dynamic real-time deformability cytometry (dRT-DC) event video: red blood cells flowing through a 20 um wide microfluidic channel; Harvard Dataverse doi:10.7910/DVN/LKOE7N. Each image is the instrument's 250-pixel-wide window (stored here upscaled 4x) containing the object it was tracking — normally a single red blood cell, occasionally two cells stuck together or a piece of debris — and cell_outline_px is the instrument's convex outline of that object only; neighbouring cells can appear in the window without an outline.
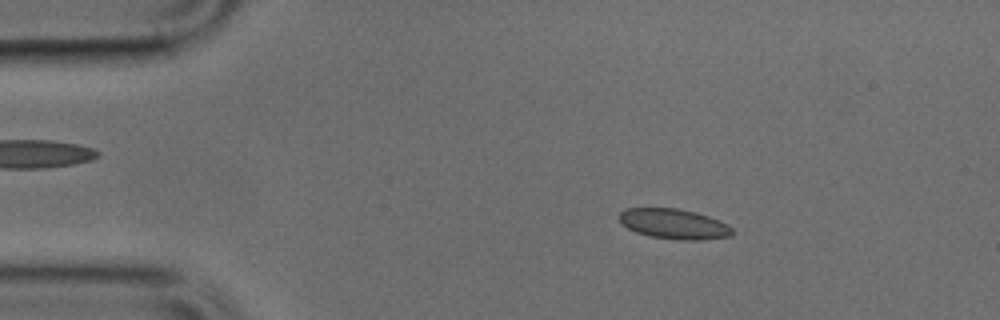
{"species": "common noctule bat (a hibernating species)", "species_latin": "Nyctalus noctula", "temperature_condition": "cold", "stored_images_in_passage": 49, "camera_frame_rate_fps": 3000, "um_per_image_px": 0.085, "animal": {"sex": "male", "body_mass_g": 17.9, "forearm_length_mm": 54.2}, "frame": {"image": 1, "passage_image": 8, "time_ms": 2.333, "image_size_px": [1000, 320], "cell_outline_px": [[736, 232], [732, 236], [700, 240], [680, 240], [648, 236], [636, 232], [628, 228], [620, 220], [620, 212], [624, 208], [676, 208], [696, 212], [708, 216], [728, 224]], "centroid_in_image_um": [57.32, 19.04], "position_along_channel_um": 27.7, "area_um2": 19.94}}
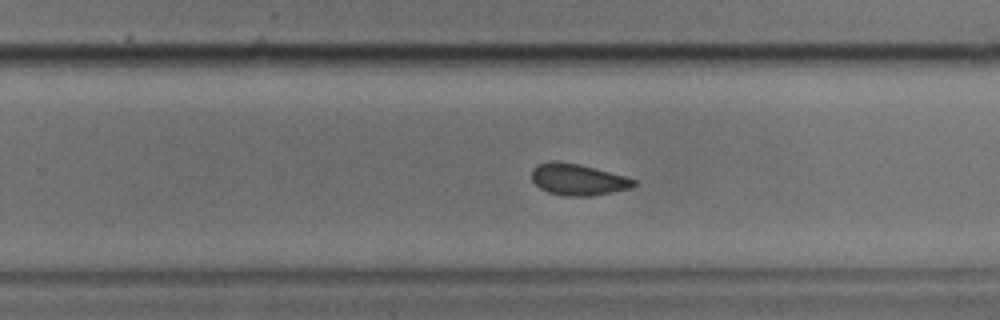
{"frame": {"image": 2, "passage_image": 31, "time_ms": 10.0, "image_size_px": [1000, 320], "cell_outline_px": [[636, 184], [632, 188], [592, 196], [564, 196], [548, 192], [540, 188], [532, 180], [532, 168], [536, 164], [552, 160], [556, 160], [580, 164], [624, 176], [636, 180]], "centroid_in_image_um": [49.1, 15.25], "position_along_channel_um": 280.7, "area_um2": 18.84}}
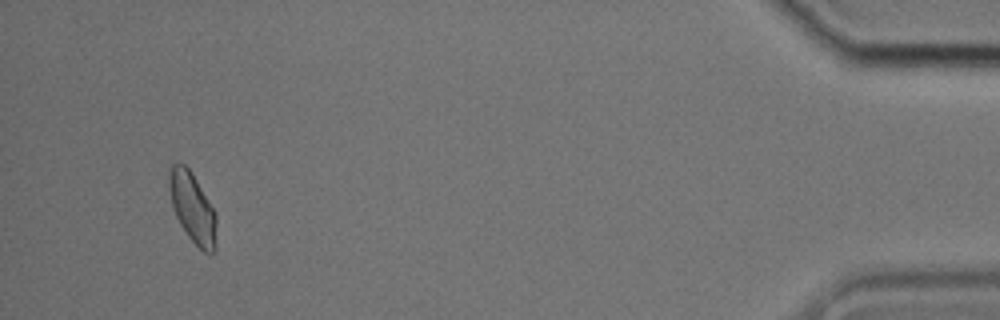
{"frame": {"image": 3, "passage_image": 47, "time_ms": 15.333, "image_size_px": [1000, 320], "cell_outline_px": [[216, 252], [204, 252], [188, 236], [180, 224], [172, 208], [168, 188], [168, 172], [172, 164], [176, 160], [180, 160], [192, 172], [216, 212]], "centroid_in_image_um": [16.34, 17.6], "position_along_channel_um": 418.9, "area_um2": 19.71}}